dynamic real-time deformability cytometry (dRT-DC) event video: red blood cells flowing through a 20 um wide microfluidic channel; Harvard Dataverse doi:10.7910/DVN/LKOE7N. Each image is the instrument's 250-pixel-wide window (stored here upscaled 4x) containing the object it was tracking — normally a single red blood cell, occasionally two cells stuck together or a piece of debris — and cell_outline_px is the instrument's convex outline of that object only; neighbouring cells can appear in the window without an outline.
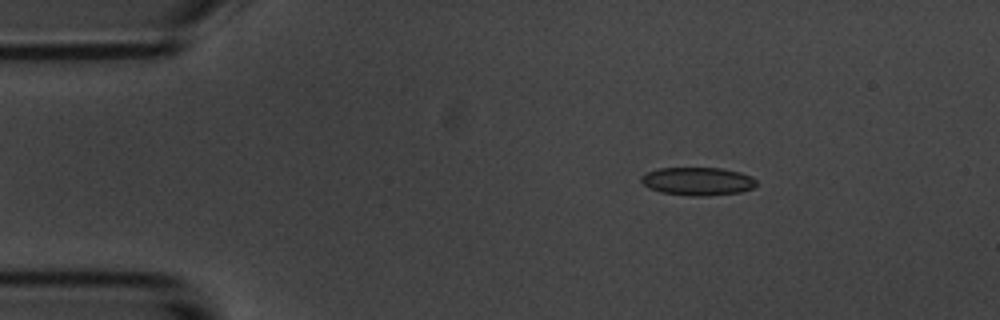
{"species": "common noctule bat (a hibernating species)", "species_latin": "Nyctalus noctula", "temperature_condition": "room temperature", "stored_images_in_passage": 4, "camera_frame_rate_fps": 3000, "um_per_image_px": 0.085, "animal": {"sex": "male", "body_mass_g": 20.1, "forearm_length_mm": 53.5}, "frame": {"image": 1, "passage_image": 2, "time_ms": 1.0, "image_size_px": [1000, 320], "cell_outline_px": [[756, 184], [752, 188], [740, 192], [704, 196], [692, 196], [660, 192], [648, 188], [640, 180], [640, 176], [648, 172], [660, 168], [720, 168], [740, 172], [752, 176], [756, 180]], "centroid_in_image_um": [59.29, 15.41], "position_along_channel_um": 25.7, "area_um2": 18.84}}